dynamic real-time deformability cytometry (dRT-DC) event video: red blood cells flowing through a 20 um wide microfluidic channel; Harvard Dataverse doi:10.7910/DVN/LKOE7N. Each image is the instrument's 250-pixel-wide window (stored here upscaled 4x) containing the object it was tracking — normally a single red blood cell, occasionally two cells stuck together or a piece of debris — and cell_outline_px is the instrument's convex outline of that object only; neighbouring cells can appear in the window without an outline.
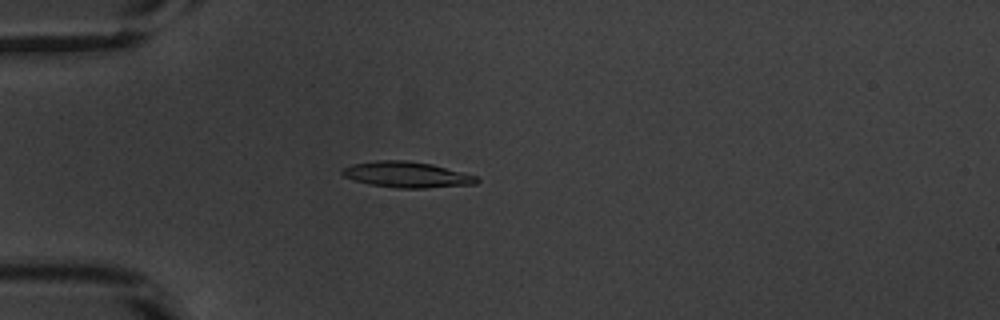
{"species": "common noctule bat (a hibernating species)", "species_latin": "Nyctalus noctula", "temperature_condition": "warm", "stored_images_in_passage": 47, "camera_frame_rate_fps": 3000, "um_per_image_px": 0.085, "animal": {"sex": "male", "body_mass_g": 20.1, "forearm_length_mm": 53.5}, "frame": {"image": 1, "passage_image": 9, "time_ms": 2.667, "image_size_px": [1000, 320], "cell_outline_px": [[480, 180], [476, 184], [424, 188], [396, 188], [368, 184], [344, 176], [340, 172], [340, 168], [352, 164], [380, 160], [404, 160], [432, 164], [476, 176]], "centroid_in_image_um": [34.55, 14.84], "position_along_channel_um": 50.4, "area_um2": 20.17}}
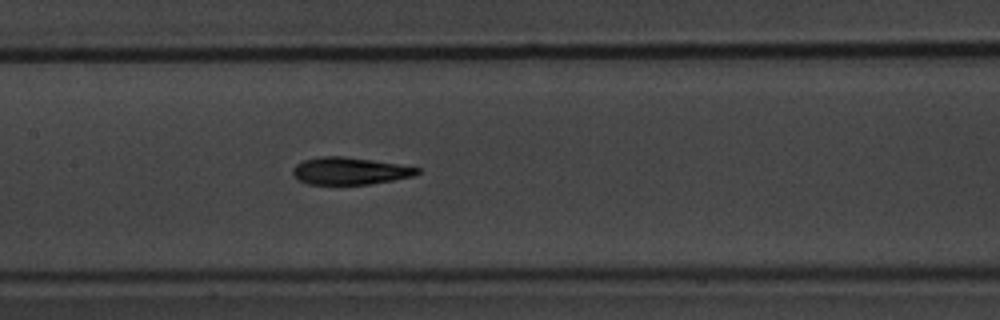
{"frame": {"image": 2, "passage_image": 20, "time_ms": 6.333, "image_size_px": [1000, 320], "cell_outline_px": [[420, 172], [412, 176], [392, 180], [368, 184], [308, 184], [300, 180], [292, 172], [292, 168], [296, 164], [304, 160], [320, 156], [344, 156], [372, 160], [420, 168]], "centroid_in_image_um": [29.7, 14.52], "position_along_channel_um": 177.7, "area_um2": 19.48}}
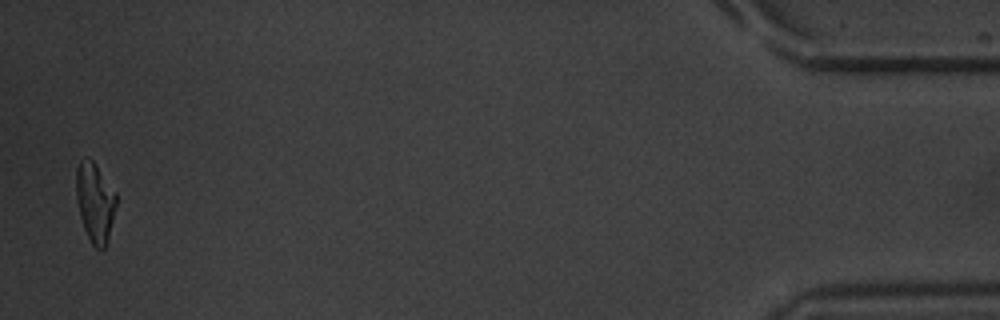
{"frame": {"image": 3, "passage_image": 46, "time_ms": 15.0, "image_size_px": [1000, 320], "cell_outline_px": [[116, 204], [108, 240], [104, 248], [96, 248], [92, 244], [84, 228], [80, 216], [76, 196], [76, 168], [80, 160], [84, 156], [88, 156], [92, 160], [116, 192]], "centroid_in_image_um": [8.06, 17.15], "position_along_channel_um": 427.1, "area_um2": 18.44}, "authors_computed_cell_mechanics": {"area_um2": 19.5364, "velocity_mm_per_s": 3.8471, "shape_relaxation_time_tau1_ms": 3.9398, "shape_relaxation_time_tau2_ms": 4.3446, "deformation_change_tau1": 0.1735, "deformation_change_tau2": 0.1097}}